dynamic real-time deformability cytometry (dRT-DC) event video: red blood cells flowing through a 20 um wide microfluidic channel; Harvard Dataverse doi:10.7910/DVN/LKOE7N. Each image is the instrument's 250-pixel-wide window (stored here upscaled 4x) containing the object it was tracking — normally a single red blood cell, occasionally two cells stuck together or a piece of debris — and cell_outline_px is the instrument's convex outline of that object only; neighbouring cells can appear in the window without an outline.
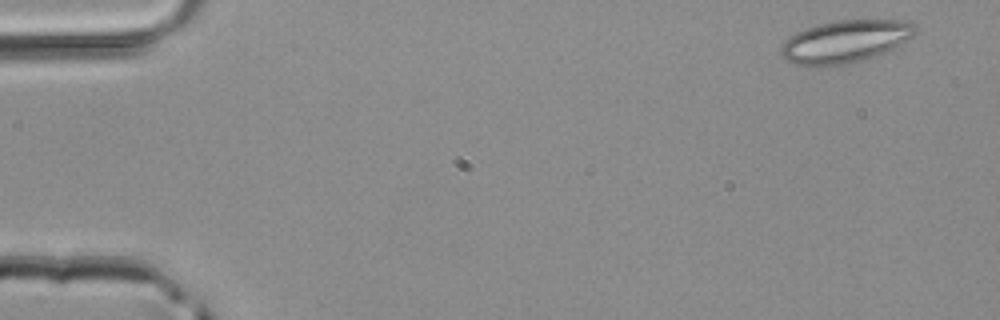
{"species": "common noctule bat (a hibernating species)", "species_latin": "Nyctalus noctula", "temperature_condition": "room temperature", "stored_images_in_passage": 4, "camera_frame_rate_fps": 3000, "um_per_image_px": 0.085, "animal": {"sex": "male", "body_mass_g": 20.4}, "frame": {"image": 1, "passage_image": 1, "time_ms": 0.0, "image_size_px": [1000, 320], "cell_outline_px": [[920, 32], [888, 52], [864, 60], [848, 64], [796, 64], [780, 56], [780, 48], [784, 40], [796, 32], [820, 24], [836, 20], [908, 20], [916, 24], [920, 28]], "centroid_in_image_um": [71.95, 3.5], "position_along_channel_um": 13.1, "area_um2": 33.35}}